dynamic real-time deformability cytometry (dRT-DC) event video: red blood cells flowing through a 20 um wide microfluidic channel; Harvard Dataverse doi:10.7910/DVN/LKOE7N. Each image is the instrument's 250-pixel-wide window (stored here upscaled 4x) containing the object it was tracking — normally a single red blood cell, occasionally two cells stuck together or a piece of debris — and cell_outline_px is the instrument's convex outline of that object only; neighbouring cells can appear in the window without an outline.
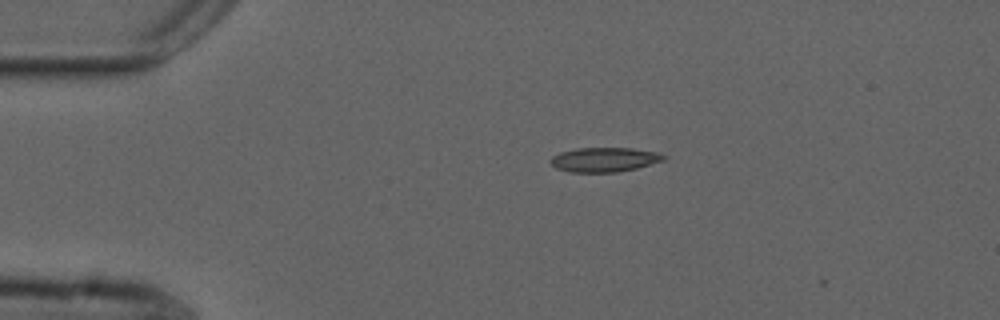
{"species": "common noctule bat (a hibernating species)", "species_latin": "Nyctalus noctula", "temperature_condition": "cold", "stored_images_in_passage": 2, "camera_frame_rate_fps": 3000, "um_per_image_px": 0.085, "animal": {"sex": "male", "forearm_length_mm": 52.5}, "frame": {"image": 1, "passage_image": 1, "time_ms": 0.0, "image_size_px": [1000, 320], "cell_outline_px": [[668, 156], [664, 160], [636, 168], [616, 172], [568, 172], [556, 168], [548, 160], [552, 156], [560, 152], [576, 148], [632, 148], [660, 152]], "centroid_in_image_um": [51.37, 13.56], "position_along_channel_um": 33.6, "area_um2": 16.24}}